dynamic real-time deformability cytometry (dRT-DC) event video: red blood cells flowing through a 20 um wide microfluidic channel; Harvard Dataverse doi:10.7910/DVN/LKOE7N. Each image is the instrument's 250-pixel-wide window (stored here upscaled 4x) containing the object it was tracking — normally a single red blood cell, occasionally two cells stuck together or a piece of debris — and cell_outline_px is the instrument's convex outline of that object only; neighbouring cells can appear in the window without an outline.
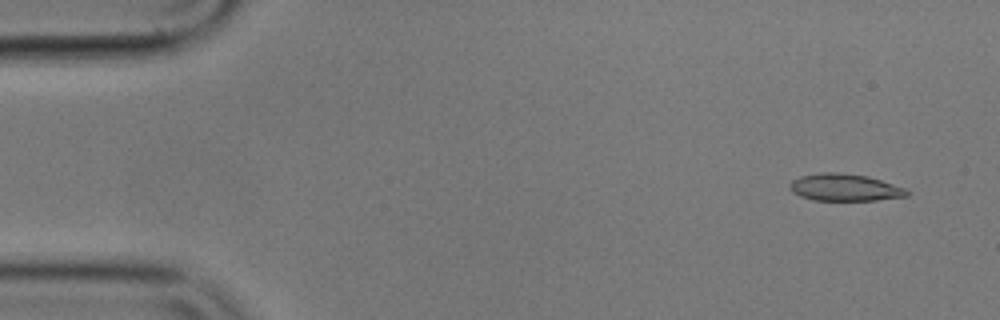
{"species": "common noctule bat (a hibernating species)", "species_latin": "Nyctalus noctula", "temperature_condition": "cold", "stored_images_in_passage": 56, "camera_frame_rate_fps": 3000, "um_per_image_px": 0.085, "animal": {"sex": "male", "body_mass_g": 17.9}, "frame": {"image": 1, "passage_image": 4, "time_ms": 1.0, "image_size_px": [1000, 320], "cell_outline_px": [[908, 196], [876, 200], [812, 200], [800, 196], [792, 192], [788, 188], [788, 184], [792, 180], [800, 176], [820, 172], [836, 172], [868, 176], [908, 188]], "centroid_in_image_um": [71.79, 15.93], "position_along_channel_um": 13.2, "area_um2": 18.73}}
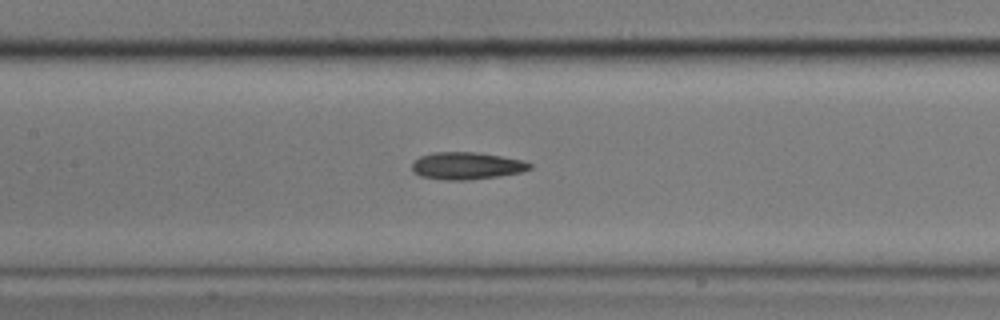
{"frame": {"image": 2, "passage_image": 26, "time_ms": 8.333, "image_size_px": [1000, 320], "cell_outline_px": [[532, 168], [520, 172], [496, 176], [468, 180], [444, 180], [420, 176], [412, 172], [412, 164], [420, 156], [432, 152], [476, 152], [524, 160], [532, 164]], "centroid_in_image_um": [39.64, 14.09], "position_along_channel_um": 167.8, "area_um2": 18.67}}
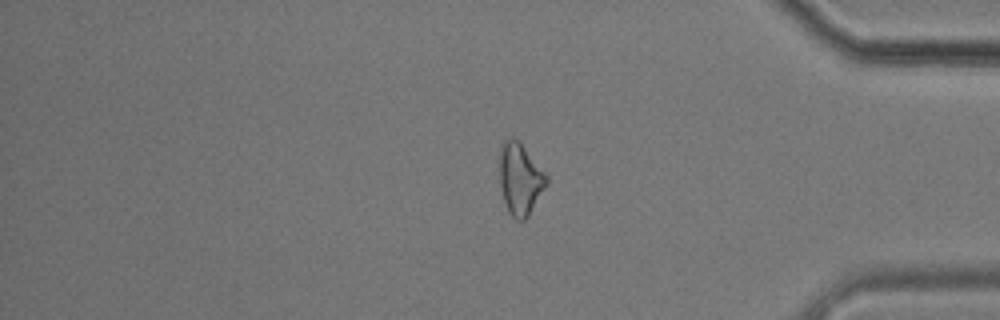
{"frame": {"image": 3, "passage_image": 47, "time_ms": 15.333, "image_size_px": [1000, 320], "cell_outline_px": [[548, 184], [528, 216], [524, 220], [516, 220], [508, 212], [504, 200], [500, 184], [500, 144], [508, 136], [512, 136], [520, 140], [548, 176]], "centroid_in_image_um": [44.22, 15.16], "position_along_channel_um": 391.0, "area_um2": 19.94}, "authors_computed_cell_mechanics": {"area_um2": 18.6983, "velocity_mm_per_s": 3.5335, "shape_relaxation_time_tau1_ms": 5.1923, "shape_relaxation_time_tau2_ms": 5.2501, "deformation_change_tau1": 0.1331, "deformation_change_tau2": 0.1578}}